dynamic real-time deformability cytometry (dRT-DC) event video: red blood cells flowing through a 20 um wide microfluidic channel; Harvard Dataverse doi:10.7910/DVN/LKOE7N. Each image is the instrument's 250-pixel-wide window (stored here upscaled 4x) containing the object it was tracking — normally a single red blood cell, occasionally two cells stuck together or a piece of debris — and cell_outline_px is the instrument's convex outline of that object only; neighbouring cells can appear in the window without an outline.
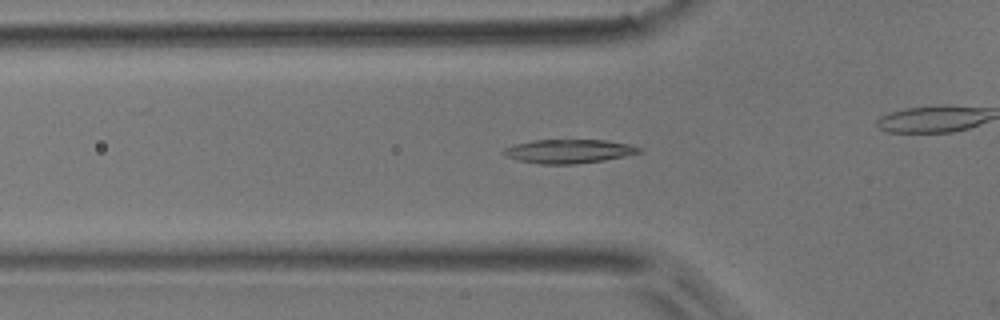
{"species": "common noctule bat (a hibernating species)", "species_latin": "Nyctalus noctula", "temperature_condition": "room temperature", "stored_images_in_passage": 18, "camera_frame_rate_fps": 3000, "um_per_image_px": 0.085, "animal": {"sex": "male", "body_mass_g": 17.9}, "frame": {"image": 1, "passage_image": 17, "time_ms": 5.333, "image_size_px": [1000, 320], "cell_outline_px": [[644, 152], [604, 160], [576, 164], [540, 164], [520, 160], [508, 156], [500, 152], [504, 148], [516, 144], [532, 140], [604, 140], [628, 144], [644, 148]], "centroid_in_image_um": [48.39, 12.85], "position_along_channel_um": 77.4, "area_um2": 18.79}}